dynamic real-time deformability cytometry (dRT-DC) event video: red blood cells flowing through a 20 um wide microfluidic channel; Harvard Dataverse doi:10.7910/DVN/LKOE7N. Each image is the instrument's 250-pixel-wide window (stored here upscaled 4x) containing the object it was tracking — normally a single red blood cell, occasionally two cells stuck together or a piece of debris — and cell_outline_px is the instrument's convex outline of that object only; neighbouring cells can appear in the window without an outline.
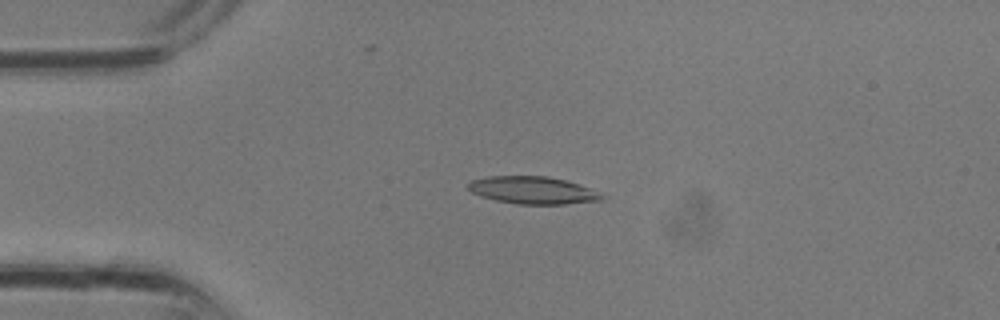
{"species": "common noctule bat (a hibernating species)", "species_latin": "Nyctalus noctula", "temperature_condition": "room temperature", "stored_images_in_passage": 3, "camera_frame_rate_fps": 3000, "um_per_image_px": 0.085, "animal": {"sex": "male", "body_mass_g": 13.3}, "frame": {"image": 1, "passage_image": 2, "time_ms": 0.333, "image_size_px": [1000, 320], "cell_outline_px": [[608, 196], [604, 200], [564, 204], [516, 204], [496, 200], [480, 196], [472, 192], [468, 188], [468, 184], [472, 180], [488, 176], [548, 176], [564, 180], [588, 188]], "centroid_in_image_um": [45.3, 16.17], "position_along_channel_um": 39.7, "area_um2": 21.27}}
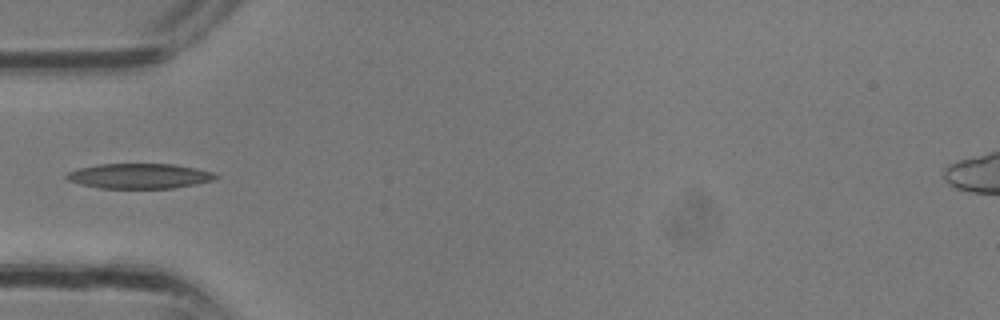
{"frame": {"image": 2, "passage_image": 3, "time_ms": 0.667, "image_size_px": [1000, 320], "cell_outline_px": [[220, 176], [212, 180], [196, 184], [172, 188], [100, 188], [80, 184], [68, 180], [64, 176], [68, 172], [80, 168], [100, 164], [176, 164], [196, 168], [212, 172]], "centroid_in_image_um": [11.85, 14.96], "position_along_channel_um": 73.1, "area_um2": 21.68}}